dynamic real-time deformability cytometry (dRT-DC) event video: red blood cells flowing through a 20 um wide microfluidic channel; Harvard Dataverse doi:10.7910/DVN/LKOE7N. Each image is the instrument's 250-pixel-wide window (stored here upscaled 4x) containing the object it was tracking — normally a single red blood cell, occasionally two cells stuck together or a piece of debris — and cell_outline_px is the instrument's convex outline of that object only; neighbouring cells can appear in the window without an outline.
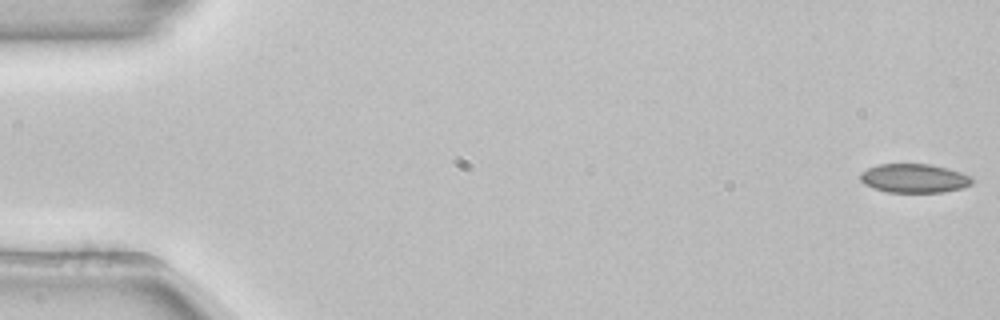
{"species": "common noctule bat (a hibernating species)", "species_latin": "Nyctalus noctula", "temperature_condition": "room temperature", "stored_images_in_passage": 53, "camera_frame_rate_fps": 3000, "um_per_image_px": 0.085, "animal": {"sex": "female", "body_mass_g": 22.7, "forearm_length_mm": 54.2}, "frame": {"image": 1, "passage_image": 1, "time_ms": 0.0, "image_size_px": [1000, 320], "cell_outline_px": [[972, 184], [960, 188], [944, 192], [888, 192], [864, 184], [860, 180], [860, 172], [876, 164], [928, 164], [948, 168], [972, 176]], "centroid_in_image_um": [77.69, 15.14], "position_along_channel_um": 7.3, "area_um2": 18.79}}
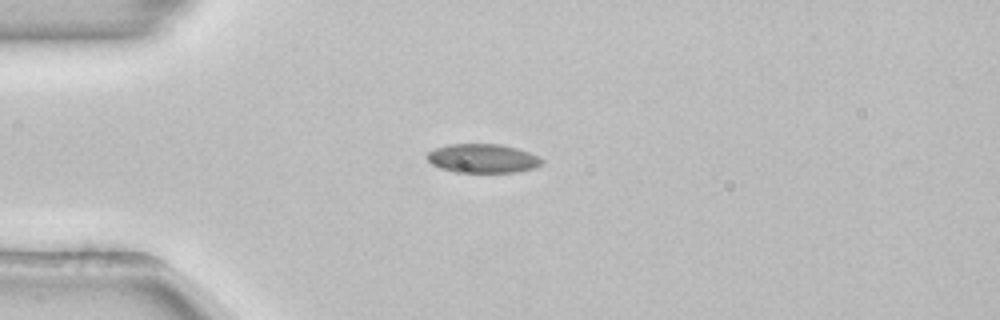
{"frame": {"image": 2, "passage_image": 14, "time_ms": 4.333, "image_size_px": [1000, 320], "cell_outline_px": [[544, 160], [540, 164], [532, 168], [516, 172], [456, 172], [440, 168], [432, 164], [428, 160], [428, 152], [436, 148], [448, 144], [500, 144], [516, 148], [528, 152]], "centroid_in_image_um": [41.0, 13.46], "position_along_channel_um": 44.0, "area_um2": 19.07}}
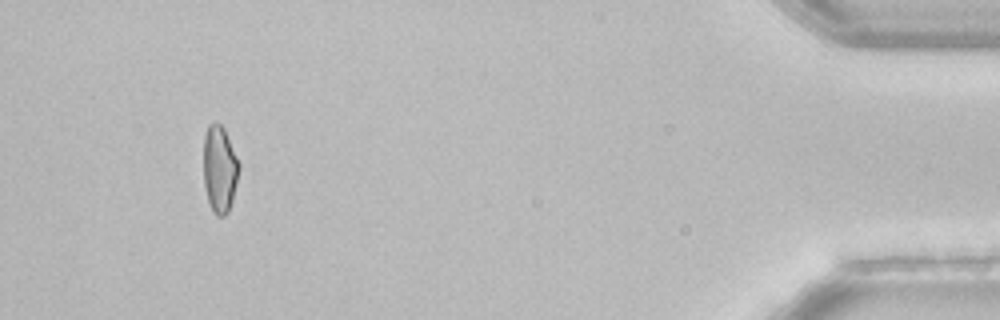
{"frame": {"image": 3, "passage_image": 50, "time_ms": 16.333, "image_size_px": [1000, 320], "cell_outline_px": [[240, 168], [232, 200], [228, 212], [224, 216], [216, 216], [212, 212], [208, 200], [204, 184], [204, 136], [208, 124], [216, 120], [224, 128], [240, 164]], "centroid_in_image_um": [18.66, 14.35], "position_along_channel_um": 416.5, "area_um2": 18.09}}